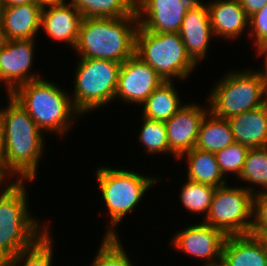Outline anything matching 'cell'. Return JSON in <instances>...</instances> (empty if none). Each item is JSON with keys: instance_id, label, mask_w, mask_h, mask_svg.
I'll use <instances>...</instances> for the list:
<instances>
[{"instance_id": "18", "label": "cell", "mask_w": 267, "mask_h": 266, "mask_svg": "<svg viewBox=\"0 0 267 266\" xmlns=\"http://www.w3.org/2000/svg\"><path fill=\"white\" fill-rule=\"evenodd\" d=\"M43 4L0 7V23L4 40H37L41 32Z\"/></svg>"}, {"instance_id": "22", "label": "cell", "mask_w": 267, "mask_h": 266, "mask_svg": "<svg viewBox=\"0 0 267 266\" xmlns=\"http://www.w3.org/2000/svg\"><path fill=\"white\" fill-rule=\"evenodd\" d=\"M176 81H165L142 104L143 116L150 120L166 122L181 107L184 101L175 86ZM183 101V103H182Z\"/></svg>"}, {"instance_id": "38", "label": "cell", "mask_w": 267, "mask_h": 266, "mask_svg": "<svg viewBox=\"0 0 267 266\" xmlns=\"http://www.w3.org/2000/svg\"><path fill=\"white\" fill-rule=\"evenodd\" d=\"M250 233L256 235L261 240L267 251V229H251Z\"/></svg>"}, {"instance_id": "37", "label": "cell", "mask_w": 267, "mask_h": 266, "mask_svg": "<svg viewBox=\"0 0 267 266\" xmlns=\"http://www.w3.org/2000/svg\"><path fill=\"white\" fill-rule=\"evenodd\" d=\"M4 152H5V132H4L3 118L1 115V107H0V160L2 161L4 157Z\"/></svg>"}, {"instance_id": "35", "label": "cell", "mask_w": 267, "mask_h": 266, "mask_svg": "<svg viewBox=\"0 0 267 266\" xmlns=\"http://www.w3.org/2000/svg\"><path fill=\"white\" fill-rule=\"evenodd\" d=\"M15 181L17 180L6 170L3 161L0 160V194L13 185Z\"/></svg>"}, {"instance_id": "27", "label": "cell", "mask_w": 267, "mask_h": 266, "mask_svg": "<svg viewBox=\"0 0 267 266\" xmlns=\"http://www.w3.org/2000/svg\"><path fill=\"white\" fill-rule=\"evenodd\" d=\"M142 124L140 126L139 134L137 135L138 145L144 150L148 156L153 155H168L169 144L167 140V132L165 122L147 119L143 116L140 117Z\"/></svg>"}, {"instance_id": "7", "label": "cell", "mask_w": 267, "mask_h": 266, "mask_svg": "<svg viewBox=\"0 0 267 266\" xmlns=\"http://www.w3.org/2000/svg\"><path fill=\"white\" fill-rule=\"evenodd\" d=\"M212 86L205 102L220 118L228 119L265 104L263 79L257 67L227 71Z\"/></svg>"}, {"instance_id": "10", "label": "cell", "mask_w": 267, "mask_h": 266, "mask_svg": "<svg viewBox=\"0 0 267 266\" xmlns=\"http://www.w3.org/2000/svg\"><path fill=\"white\" fill-rule=\"evenodd\" d=\"M226 235L219 229L204 223H192L174 232L171 247L188 257L202 261V265H219L222 261V248Z\"/></svg>"}, {"instance_id": "19", "label": "cell", "mask_w": 267, "mask_h": 266, "mask_svg": "<svg viewBox=\"0 0 267 266\" xmlns=\"http://www.w3.org/2000/svg\"><path fill=\"white\" fill-rule=\"evenodd\" d=\"M221 266H267V251L254 234L227 236Z\"/></svg>"}, {"instance_id": "14", "label": "cell", "mask_w": 267, "mask_h": 266, "mask_svg": "<svg viewBox=\"0 0 267 266\" xmlns=\"http://www.w3.org/2000/svg\"><path fill=\"white\" fill-rule=\"evenodd\" d=\"M195 0H136L139 26L153 33L179 32Z\"/></svg>"}, {"instance_id": "28", "label": "cell", "mask_w": 267, "mask_h": 266, "mask_svg": "<svg viewBox=\"0 0 267 266\" xmlns=\"http://www.w3.org/2000/svg\"><path fill=\"white\" fill-rule=\"evenodd\" d=\"M51 231L44 235L32 248L21 251L1 266H53L54 236Z\"/></svg>"}, {"instance_id": "40", "label": "cell", "mask_w": 267, "mask_h": 266, "mask_svg": "<svg viewBox=\"0 0 267 266\" xmlns=\"http://www.w3.org/2000/svg\"><path fill=\"white\" fill-rule=\"evenodd\" d=\"M3 42H4V38H3L1 23H0V46L3 44Z\"/></svg>"}, {"instance_id": "32", "label": "cell", "mask_w": 267, "mask_h": 266, "mask_svg": "<svg viewBox=\"0 0 267 266\" xmlns=\"http://www.w3.org/2000/svg\"><path fill=\"white\" fill-rule=\"evenodd\" d=\"M251 229H267V191L253 195V225Z\"/></svg>"}, {"instance_id": "24", "label": "cell", "mask_w": 267, "mask_h": 266, "mask_svg": "<svg viewBox=\"0 0 267 266\" xmlns=\"http://www.w3.org/2000/svg\"><path fill=\"white\" fill-rule=\"evenodd\" d=\"M82 18H119L136 14V0H68Z\"/></svg>"}, {"instance_id": "34", "label": "cell", "mask_w": 267, "mask_h": 266, "mask_svg": "<svg viewBox=\"0 0 267 266\" xmlns=\"http://www.w3.org/2000/svg\"><path fill=\"white\" fill-rule=\"evenodd\" d=\"M255 55L257 58L261 56L264 57V62L259 65L257 70L261 73L262 79H263V95H264V101L267 103V49L261 50L258 52H255ZM264 55V56H263Z\"/></svg>"}, {"instance_id": "33", "label": "cell", "mask_w": 267, "mask_h": 266, "mask_svg": "<svg viewBox=\"0 0 267 266\" xmlns=\"http://www.w3.org/2000/svg\"><path fill=\"white\" fill-rule=\"evenodd\" d=\"M239 2L248 17L257 13L260 9L267 5V0H239Z\"/></svg>"}, {"instance_id": "11", "label": "cell", "mask_w": 267, "mask_h": 266, "mask_svg": "<svg viewBox=\"0 0 267 266\" xmlns=\"http://www.w3.org/2000/svg\"><path fill=\"white\" fill-rule=\"evenodd\" d=\"M37 40H4L0 46V84L10 95L16 88L42 78L32 71Z\"/></svg>"}, {"instance_id": "16", "label": "cell", "mask_w": 267, "mask_h": 266, "mask_svg": "<svg viewBox=\"0 0 267 266\" xmlns=\"http://www.w3.org/2000/svg\"><path fill=\"white\" fill-rule=\"evenodd\" d=\"M81 13L69 2L45 4L41 14V30L58 43L63 42L74 52L79 37Z\"/></svg>"}, {"instance_id": "41", "label": "cell", "mask_w": 267, "mask_h": 266, "mask_svg": "<svg viewBox=\"0 0 267 266\" xmlns=\"http://www.w3.org/2000/svg\"><path fill=\"white\" fill-rule=\"evenodd\" d=\"M202 266H221V264H219V265H202Z\"/></svg>"}, {"instance_id": "29", "label": "cell", "mask_w": 267, "mask_h": 266, "mask_svg": "<svg viewBox=\"0 0 267 266\" xmlns=\"http://www.w3.org/2000/svg\"><path fill=\"white\" fill-rule=\"evenodd\" d=\"M120 236H103L90 266H135Z\"/></svg>"}, {"instance_id": "15", "label": "cell", "mask_w": 267, "mask_h": 266, "mask_svg": "<svg viewBox=\"0 0 267 266\" xmlns=\"http://www.w3.org/2000/svg\"><path fill=\"white\" fill-rule=\"evenodd\" d=\"M179 35L187 53L198 65L205 60V57L208 58L210 41L214 35L207 2L203 0L193 2L183 19Z\"/></svg>"}, {"instance_id": "25", "label": "cell", "mask_w": 267, "mask_h": 266, "mask_svg": "<svg viewBox=\"0 0 267 266\" xmlns=\"http://www.w3.org/2000/svg\"><path fill=\"white\" fill-rule=\"evenodd\" d=\"M238 179L236 182L241 180L242 183L246 184L241 186L253 195L267 191V147L253 148L248 151Z\"/></svg>"}, {"instance_id": "13", "label": "cell", "mask_w": 267, "mask_h": 266, "mask_svg": "<svg viewBox=\"0 0 267 266\" xmlns=\"http://www.w3.org/2000/svg\"><path fill=\"white\" fill-rule=\"evenodd\" d=\"M205 105L188 101L165 122L169 156L175 160L195 148L201 123L209 112L208 103Z\"/></svg>"}, {"instance_id": "23", "label": "cell", "mask_w": 267, "mask_h": 266, "mask_svg": "<svg viewBox=\"0 0 267 266\" xmlns=\"http://www.w3.org/2000/svg\"><path fill=\"white\" fill-rule=\"evenodd\" d=\"M234 142L227 119L215 116L209 111L201 123L195 148L216 153Z\"/></svg>"}, {"instance_id": "5", "label": "cell", "mask_w": 267, "mask_h": 266, "mask_svg": "<svg viewBox=\"0 0 267 266\" xmlns=\"http://www.w3.org/2000/svg\"><path fill=\"white\" fill-rule=\"evenodd\" d=\"M95 169L98 189L110 221L105 228L104 236H119L117 230L120 223L126 219L127 215L137 210L143 197L147 195V191L161 181L158 176L144 175V173L133 171V168L130 171L121 167L112 168L104 165Z\"/></svg>"}, {"instance_id": "9", "label": "cell", "mask_w": 267, "mask_h": 266, "mask_svg": "<svg viewBox=\"0 0 267 266\" xmlns=\"http://www.w3.org/2000/svg\"><path fill=\"white\" fill-rule=\"evenodd\" d=\"M216 188L204 223L226 236L250 234L253 225V194L241 183ZM240 184V186H239Z\"/></svg>"}, {"instance_id": "20", "label": "cell", "mask_w": 267, "mask_h": 266, "mask_svg": "<svg viewBox=\"0 0 267 266\" xmlns=\"http://www.w3.org/2000/svg\"><path fill=\"white\" fill-rule=\"evenodd\" d=\"M234 141L253 148L267 147V103L227 119Z\"/></svg>"}, {"instance_id": "3", "label": "cell", "mask_w": 267, "mask_h": 266, "mask_svg": "<svg viewBox=\"0 0 267 266\" xmlns=\"http://www.w3.org/2000/svg\"><path fill=\"white\" fill-rule=\"evenodd\" d=\"M45 77L16 88L10 95L47 135L66 137L82 115L74 108L69 90ZM73 127V128H72Z\"/></svg>"}, {"instance_id": "6", "label": "cell", "mask_w": 267, "mask_h": 266, "mask_svg": "<svg viewBox=\"0 0 267 266\" xmlns=\"http://www.w3.org/2000/svg\"><path fill=\"white\" fill-rule=\"evenodd\" d=\"M74 66L73 92L70 91L74 108L82 115L95 113L108 104L115 103L121 63L111 60L79 58ZM96 109V110H95Z\"/></svg>"}, {"instance_id": "17", "label": "cell", "mask_w": 267, "mask_h": 266, "mask_svg": "<svg viewBox=\"0 0 267 266\" xmlns=\"http://www.w3.org/2000/svg\"><path fill=\"white\" fill-rule=\"evenodd\" d=\"M207 5L214 39L233 42L248 36L249 17L239 0H208Z\"/></svg>"}, {"instance_id": "4", "label": "cell", "mask_w": 267, "mask_h": 266, "mask_svg": "<svg viewBox=\"0 0 267 266\" xmlns=\"http://www.w3.org/2000/svg\"><path fill=\"white\" fill-rule=\"evenodd\" d=\"M138 27L136 14L119 18H82L74 49L76 56L122 64L135 54Z\"/></svg>"}, {"instance_id": "2", "label": "cell", "mask_w": 267, "mask_h": 266, "mask_svg": "<svg viewBox=\"0 0 267 266\" xmlns=\"http://www.w3.org/2000/svg\"><path fill=\"white\" fill-rule=\"evenodd\" d=\"M30 182L15 181L0 194V266L32 248L51 230L50 221L43 223L29 209Z\"/></svg>"}, {"instance_id": "8", "label": "cell", "mask_w": 267, "mask_h": 266, "mask_svg": "<svg viewBox=\"0 0 267 266\" xmlns=\"http://www.w3.org/2000/svg\"><path fill=\"white\" fill-rule=\"evenodd\" d=\"M135 54L164 81L184 82L199 66L187 53L179 32L153 33L139 26Z\"/></svg>"}, {"instance_id": "12", "label": "cell", "mask_w": 267, "mask_h": 266, "mask_svg": "<svg viewBox=\"0 0 267 266\" xmlns=\"http://www.w3.org/2000/svg\"><path fill=\"white\" fill-rule=\"evenodd\" d=\"M165 81L146 62L133 54L120 67L115 101L141 104ZM120 99V100H119Z\"/></svg>"}, {"instance_id": "39", "label": "cell", "mask_w": 267, "mask_h": 266, "mask_svg": "<svg viewBox=\"0 0 267 266\" xmlns=\"http://www.w3.org/2000/svg\"><path fill=\"white\" fill-rule=\"evenodd\" d=\"M39 3L45 5V4H49V3H63V2H67L68 0H37Z\"/></svg>"}, {"instance_id": "1", "label": "cell", "mask_w": 267, "mask_h": 266, "mask_svg": "<svg viewBox=\"0 0 267 266\" xmlns=\"http://www.w3.org/2000/svg\"><path fill=\"white\" fill-rule=\"evenodd\" d=\"M5 96L8 102L1 106L5 132L3 163L17 181L33 183L38 179L40 160L46 155V136L11 95Z\"/></svg>"}, {"instance_id": "36", "label": "cell", "mask_w": 267, "mask_h": 266, "mask_svg": "<svg viewBox=\"0 0 267 266\" xmlns=\"http://www.w3.org/2000/svg\"><path fill=\"white\" fill-rule=\"evenodd\" d=\"M24 4H41L37 0H0V7H10Z\"/></svg>"}, {"instance_id": "31", "label": "cell", "mask_w": 267, "mask_h": 266, "mask_svg": "<svg viewBox=\"0 0 267 266\" xmlns=\"http://www.w3.org/2000/svg\"><path fill=\"white\" fill-rule=\"evenodd\" d=\"M249 42L252 40V46L255 52L267 49V5L257 13L249 17Z\"/></svg>"}, {"instance_id": "30", "label": "cell", "mask_w": 267, "mask_h": 266, "mask_svg": "<svg viewBox=\"0 0 267 266\" xmlns=\"http://www.w3.org/2000/svg\"><path fill=\"white\" fill-rule=\"evenodd\" d=\"M249 150V147L234 142L215 153L220 171L226 180L230 179L227 177L230 175L238 180Z\"/></svg>"}, {"instance_id": "21", "label": "cell", "mask_w": 267, "mask_h": 266, "mask_svg": "<svg viewBox=\"0 0 267 266\" xmlns=\"http://www.w3.org/2000/svg\"><path fill=\"white\" fill-rule=\"evenodd\" d=\"M182 160L186 162V179L190 181L207 184L215 188L230 183L222 175L215 153L193 148L183 153L177 161L182 162Z\"/></svg>"}, {"instance_id": "26", "label": "cell", "mask_w": 267, "mask_h": 266, "mask_svg": "<svg viewBox=\"0 0 267 266\" xmlns=\"http://www.w3.org/2000/svg\"><path fill=\"white\" fill-rule=\"evenodd\" d=\"M180 186L179 200L181 207L191 214L200 215L202 221L209 213L211 201L216 188L207 184L197 183L185 179ZM202 214V216H201Z\"/></svg>"}]
</instances>
